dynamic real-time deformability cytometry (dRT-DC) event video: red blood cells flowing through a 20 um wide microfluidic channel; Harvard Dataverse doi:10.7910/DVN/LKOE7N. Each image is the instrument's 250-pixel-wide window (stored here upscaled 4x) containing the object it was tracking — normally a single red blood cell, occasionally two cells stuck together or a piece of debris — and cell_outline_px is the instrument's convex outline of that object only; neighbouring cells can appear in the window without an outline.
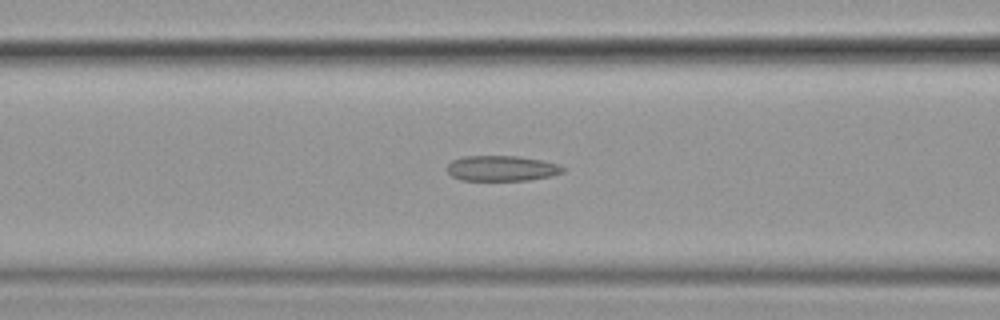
{"species": "common noctule bat (a hibernating species)", "species_latin": "Nyctalus noctula", "temperature_condition": "cold", "stored_images_in_passage": 35, "camera_frame_rate_fps": 3000, "um_per_image_px": 0.085, "animal": {"sex": "female", "body_mass_g": 19.9}, "frame": {"image": 1, "passage_image": 12, "time_ms": 3.667, "image_size_px": [1000, 320], "cell_outline_px": [[564, 172], [552, 176], [528, 180], [460, 180], [452, 176], [448, 172], [448, 164], [452, 160], [464, 156], [520, 156], [544, 160], [560, 164], [564, 168]], "centroid_in_image_um": [42.69, 14.3], "position_along_channel_um": 123.9, "area_um2": 17.28}}
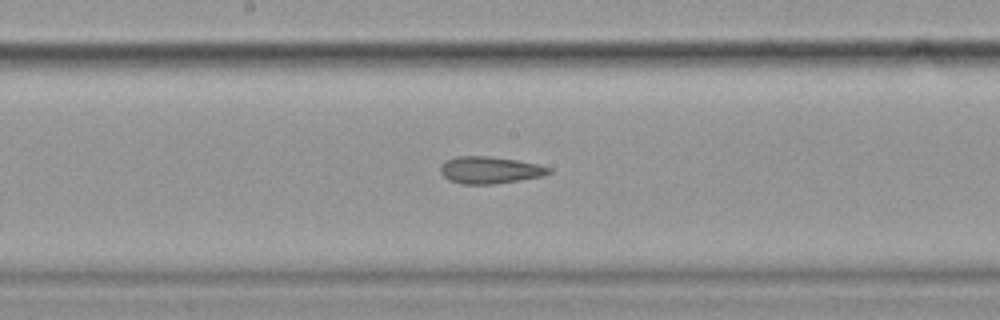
{"frame": {"image": 2, "passage_image": 19, "time_ms": 6.0, "image_size_px": [1000, 320], "cell_outline_px": [[552, 172], [544, 176], [496, 184], [460, 184], [448, 180], [440, 172], [440, 164], [456, 156], [492, 156], [540, 164], [552, 168]], "centroid_in_image_um": [41.66, 14.46], "position_along_channel_um": 206.5, "area_um2": 17.34}}
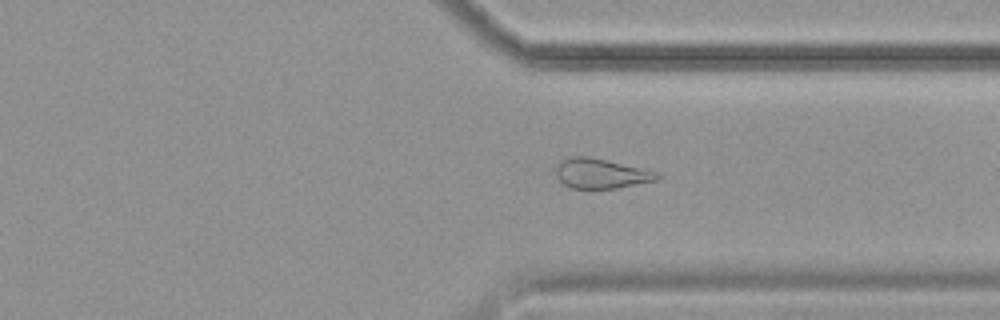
{"frame": {"image": 3, "passage_image": 32, "time_ms": 10.333, "image_size_px": [1000, 320], "cell_outline_px": [[664, 176], [656, 180], [616, 188], [572, 188], [564, 184], [556, 176], [556, 168], [560, 160], [568, 156], [588, 156], [660, 172]], "centroid_in_image_um": [51.1, 14.73], "position_along_channel_um": 360.3, "area_um2": 17.63}}